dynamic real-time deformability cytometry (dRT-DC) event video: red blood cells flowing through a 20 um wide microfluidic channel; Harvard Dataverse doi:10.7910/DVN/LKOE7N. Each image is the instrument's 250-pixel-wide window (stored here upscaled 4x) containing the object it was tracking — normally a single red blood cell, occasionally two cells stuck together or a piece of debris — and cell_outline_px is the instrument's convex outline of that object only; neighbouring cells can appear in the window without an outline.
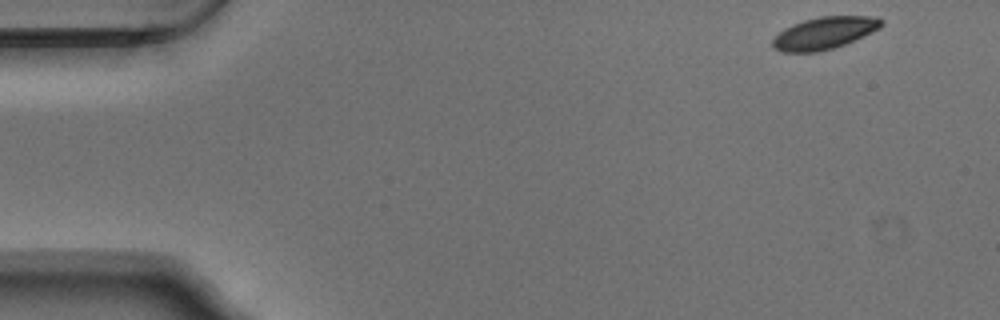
{"species": "Egyptian fruit bat (a non-hibernating species)", "species_latin": "Rousettus aegyptiacus", "temperature_condition": "warm", "stored_images_in_passage": 51, "camera_frame_rate_fps": 3000, "um_per_image_px": 0.085, "animal": {"sex": "male"}, "frame": {"image": 1, "passage_image": 1, "time_ms": 0.0, "image_size_px": [1000, 320], "cell_outline_px": [[884, 24], [880, 28], [872, 32], [844, 44], [832, 48], [816, 52], [784, 52], [776, 48], [772, 44], [772, 40], [784, 28], [804, 20], [820, 16], [872, 16], [884, 20]], "centroid_in_image_um": [70.1, 2.79], "position_along_channel_um": 14.9, "area_um2": 20.11}}
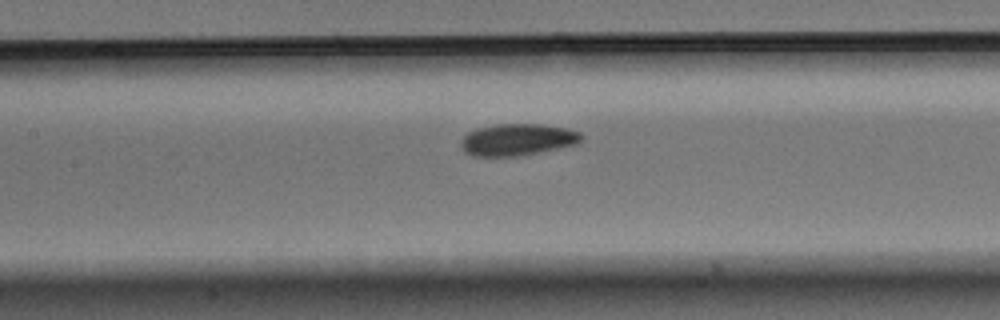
{"frame": {"image": 2, "passage_image": 22, "time_ms": 7.0, "image_size_px": [1000, 320], "cell_outline_px": [[584, 136], [576, 144], [520, 156], [472, 156], [464, 152], [460, 148], [460, 140], [468, 132], [476, 128], [496, 124], [540, 124], [568, 128], [580, 132]], "centroid_in_image_um": [43.94, 11.87], "position_along_channel_um": 163.5, "area_um2": 22.48}}
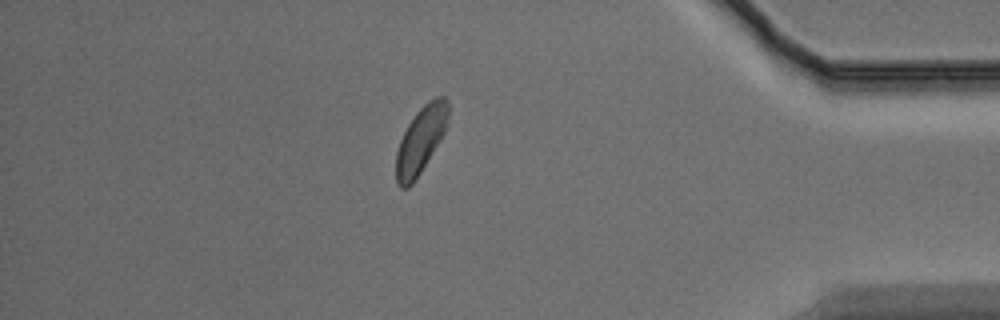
{"frame": {"image": 3, "passage_image": 44, "time_ms": 14.333, "image_size_px": [1000, 320], "cell_outline_px": [[448, 116], [444, 132], [440, 140], [420, 172], [412, 184], [408, 188], [400, 188], [396, 184], [396, 152], [400, 140], [408, 124], [416, 112], [428, 100], [436, 96], [444, 96], [448, 100]], "centroid_in_image_um": [35.74, 11.89], "position_along_channel_um": 399.5, "area_um2": 20.06}, "authors_computed_cell_mechanics": {"area_um2": 21.1548, "velocity_mm_per_s": 3.7075, "shape_relaxation_time_tau1_ms": 1.9657, "shape_relaxation_time_tau2_ms": 8.2666, "deformation_change_tau1": 0.0826, "deformation_change_tau2": 0.1208}}